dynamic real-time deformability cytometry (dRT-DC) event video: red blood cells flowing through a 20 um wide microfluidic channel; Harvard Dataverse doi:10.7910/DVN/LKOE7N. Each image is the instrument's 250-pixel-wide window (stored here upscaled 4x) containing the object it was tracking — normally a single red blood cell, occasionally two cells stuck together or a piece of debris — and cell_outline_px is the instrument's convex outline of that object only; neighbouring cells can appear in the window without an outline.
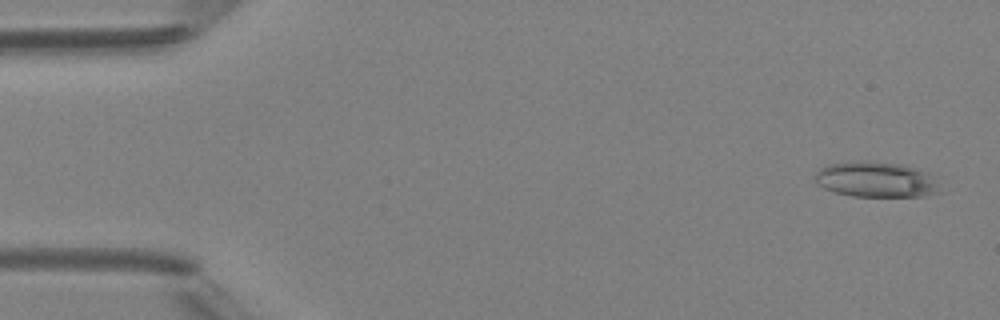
{"species": "Egyptian fruit bat (a non-hibernating species)", "species_latin": "Rousettus aegyptiacus", "temperature_condition": "room temperature", "stored_images_in_passage": 5, "camera_frame_rate_fps": 3000, "um_per_image_px": 0.085, "animal": {"sex": "female"}, "frame": {"image": 1, "passage_image": 1, "time_ms": 0.0, "image_size_px": [1000, 320], "cell_outline_px": [[944, 192], [924, 196], [852, 196], [836, 192], [824, 188], [816, 184], [816, 172], [820, 168], [828, 164], [860, 160], [868, 160], [900, 164], [916, 168], [936, 176]], "centroid_in_image_um": [74.54, 15.26], "position_along_channel_um": 10.5, "area_um2": 26.3}}
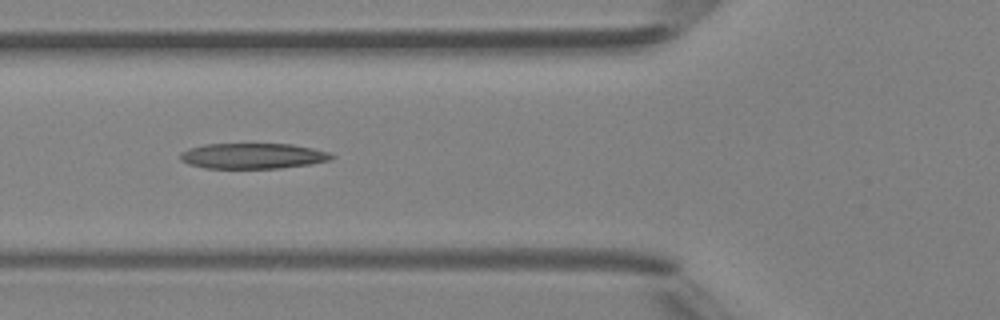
{"frame": {"image": 2, "passage_image": 5, "time_ms": 5.333, "image_size_px": [1000, 320], "cell_outline_px": [[336, 156], [332, 160], [308, 164], [280, 168], [204, 168], [188, 164], [180, 160], [180, 152], [188, 148], [204, 144], [292, 144], [312, 148], [328, 152]], "centroid_in_image_um": [21.47, 13.25], "position_along_channel_um": 104.3, "area_um2": 22.6}}